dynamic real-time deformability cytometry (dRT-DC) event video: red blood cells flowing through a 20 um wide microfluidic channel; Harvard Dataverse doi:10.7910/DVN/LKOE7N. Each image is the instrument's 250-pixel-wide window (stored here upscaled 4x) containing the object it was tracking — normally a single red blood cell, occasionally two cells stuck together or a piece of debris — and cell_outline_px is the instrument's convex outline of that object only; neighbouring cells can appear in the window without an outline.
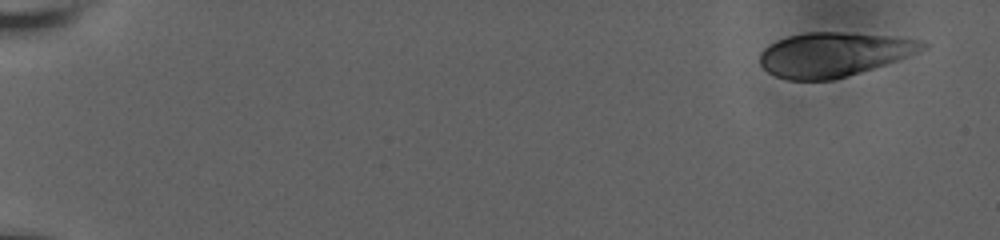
{"species": "human", "species_latin": "Homo sapiens", "temperature_condition": "room temperature", "stored_images_in_passage": 17, "camera_frame_rate_fps": 3000, "um_per_image_px": 0.085, "donor": {"sex": "male"}, "frame": {"image": 1, "passage_image": 1, "time_ms": 0.0, "image_size_px": [1000, 240], "cell_outline_px": [[928, 48], [896, 60], [860, 72], [832, 80], [788, 80], [776, 76], [768, 72], [760, 64], [760, 52], [768, 44], [776, 40], [788, 36], [808, 32], [840, 32], [888, 36], [912, 40], [928, 44]], "centroid_in_image_um": [70.78, 4.63], "position_along_channel_um": 14.2, "area_um2": 41.38}}
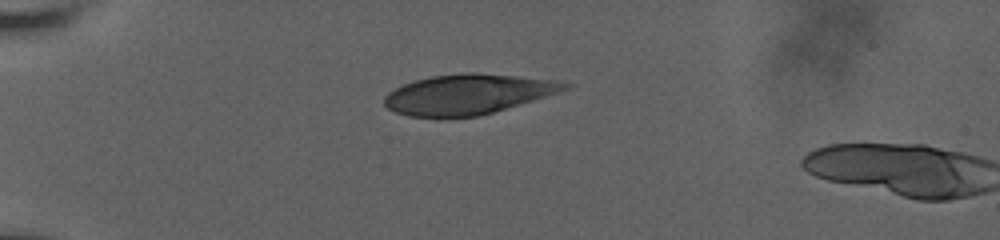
{"frame": {"image": 2, "passage_image": 15, "time_ms": 4.667, "image_size_px": [1000, 240], "cell_outline_px": [[576, 84], [572, 88], [560, 92], [480, 116], [408, 116], [396, 112], [388, 108], [384, 104], [384, 96], [388, 92], [404, 84], [416, 80], [432, 76], [460, 72], [476, 72], [516, 76], [548, 80]], "centroid_in_image_um": [39.79, 8.0], "position_along_channel_um": 45.2, "area_um2": 41.73}}